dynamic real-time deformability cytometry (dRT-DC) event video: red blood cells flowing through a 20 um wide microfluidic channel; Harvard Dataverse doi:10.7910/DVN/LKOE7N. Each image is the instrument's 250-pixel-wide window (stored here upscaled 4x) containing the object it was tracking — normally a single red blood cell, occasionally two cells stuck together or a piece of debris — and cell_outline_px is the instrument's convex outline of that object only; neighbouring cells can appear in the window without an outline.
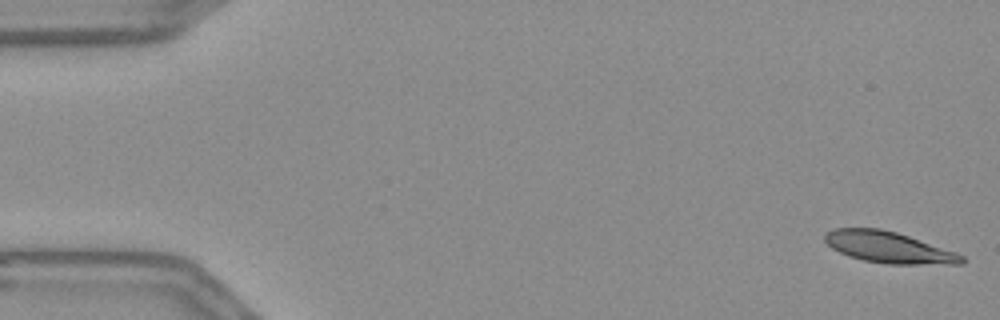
{"species": "Egyptian fruit bat (a non-hibernating species)", "species_latin": "Rousettus aegyptiacus", "temperature_condition": "warm", "stored_images_in_passage": 56, "segment_of_instrument_passage": [1, 2], "camera_frame_rate_fps": 3000, "um_per_image_px": 0.085, "frame": {"image": 1, "passage_image": 1, "time_ms": 0.0, "image_size_px": [1000, 320], "cell_outline_px": [[964, 264], [888, 264], [864, 260], [848, 256], [832, 248], [824, 240], [824, 236], [832, 228], [880, 228], [896, 232], [956, 252], [964, 256]], "centroid_in_image_um": [75.53, 21.02], "position_along_channel_um": 9.5, "area_um2": 24.8}}
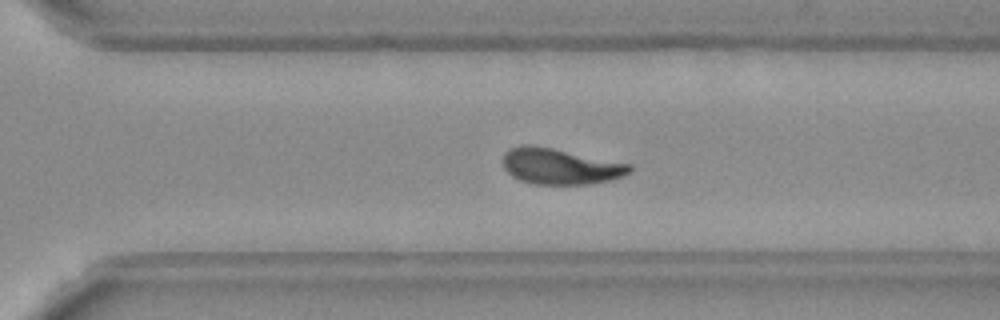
{"frame": {"image": 2, "passage_image": 38, "time_ms": 12.333, "image_size_px": [1000, 320], "cell_outline_px": [[632, 172], [624, 176], [612, 180], [588, 184], [532, 184], [520, 180], [512, 176], [504, 168], [504, 152], [508, 148], [520, 144], [532, 144], [632, 164]], "centroid_in_image_um": [47.62, 14.13], "position_along_channel_um": 323.0, "area_um2": 26.76}}
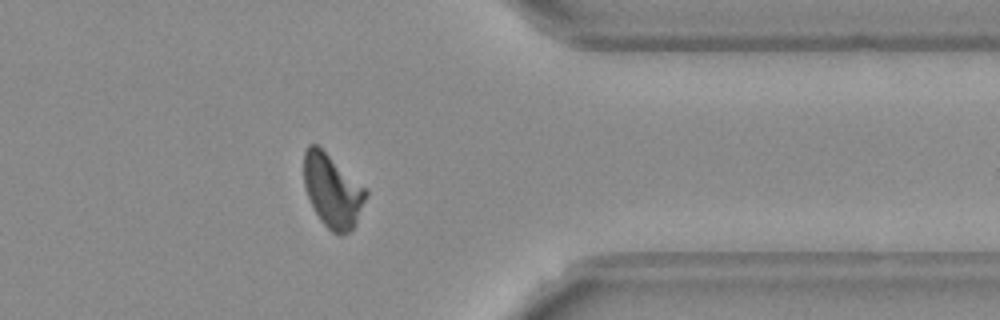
{"frame": {"image": 3, "passage_image": 44, "time_ms": 14.333, "image_size_px": [1000, 320], "cell_outline_px": [[368, 196], [356, 224], [344, 236], [332, 232], [320, 220], [308, 196], [304, 184], [304, 152], [308, 144], [316, 144], [368, 188]], "centroid_in_image_um": [28.3, 16.22], "position_along_channel_um": 383.1, "area_um2": 26.59}}